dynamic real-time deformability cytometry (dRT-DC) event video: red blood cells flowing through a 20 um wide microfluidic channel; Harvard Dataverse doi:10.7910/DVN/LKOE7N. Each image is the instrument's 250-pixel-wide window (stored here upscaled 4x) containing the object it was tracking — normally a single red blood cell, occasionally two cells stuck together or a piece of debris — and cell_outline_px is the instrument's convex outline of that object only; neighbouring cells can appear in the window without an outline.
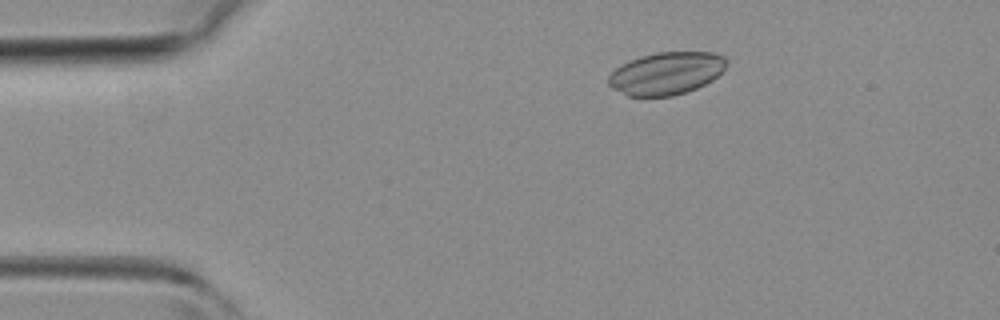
{"species": "common noctule bat (a hibernating species)", "species_latin": "Nyctalus noctula", "temperature_condition": "room temperature", "stored_images_in_passage": 21, "camera_frame_rate_fps": 3000, "um_per_image_px": 0.085, "animal": {"sex": "female", "body_mass_g": 19.3, "forearm_length_mm": 54.1}, "frame": {"image": 1, "passage_image": 7, "time_ms": 2.0, "image_size_px": [1000, 320], "cell_outline_px": [[728, 60], [724, 68], [712, 80], [696, 88], [672, 96], [628, 96], [612, 88], [608, 84], [608, 76], [620, 64], [640, 56], [656, 52], [712, 52], [724, 56]], "centroid_in_image_um": [56.61, 6.22], "position_along_channel_um": 28.4, "area_um2": 29.19}}
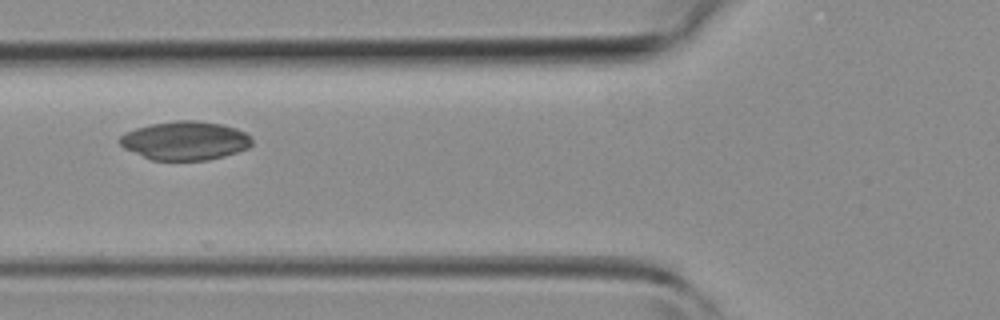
{"frame": {"image": 2, "passage_image": 16, "time_ms": 5.0, "image_size_px": [1000, 320], "cell_outline_px": [[252, 144], [248, 148], [224, 156], [208, 160], [152, 160], [124, 148], [120, 144], [120, 136], [124, 132], [136, 128], [152, 124], [176, 120], [196, 120], [224, 124], [236, 128], [244, 132], [252, 140]], "centroid_in_image_um": [15.74, 11.95], "position_along_channel_um": 110.1, "area_um2": 29.77}}
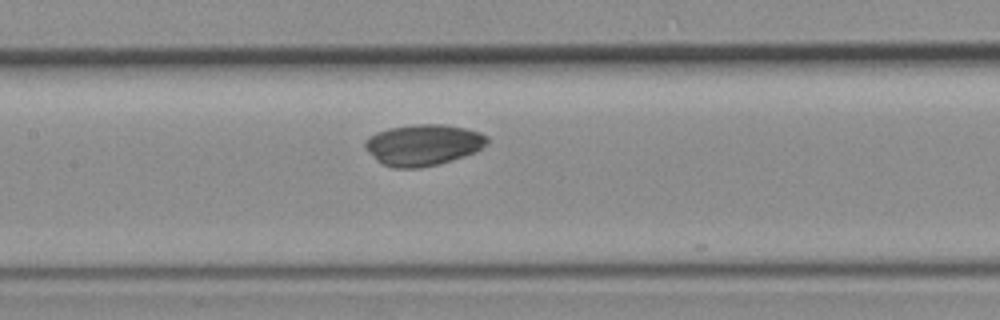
{"frame": {"image": 3, "passage_image": 20, "time_ms": 6.333, "image_size_px": [1000, 320], "cell_outline_px": [[488, 144], [476, 152], [452, 160], [420, 168], [392, 168], [380, 164], [364, 148], [364, 140], [368, 136], [376, 132], [388, 128], [412, 124], [440, 124], [464, 128], [480, 132], [488, 136]], "centroid_in_image_um": [35.93, 12.32], "position_along_channel_um": 171.5, "area_um2": 29.65}}